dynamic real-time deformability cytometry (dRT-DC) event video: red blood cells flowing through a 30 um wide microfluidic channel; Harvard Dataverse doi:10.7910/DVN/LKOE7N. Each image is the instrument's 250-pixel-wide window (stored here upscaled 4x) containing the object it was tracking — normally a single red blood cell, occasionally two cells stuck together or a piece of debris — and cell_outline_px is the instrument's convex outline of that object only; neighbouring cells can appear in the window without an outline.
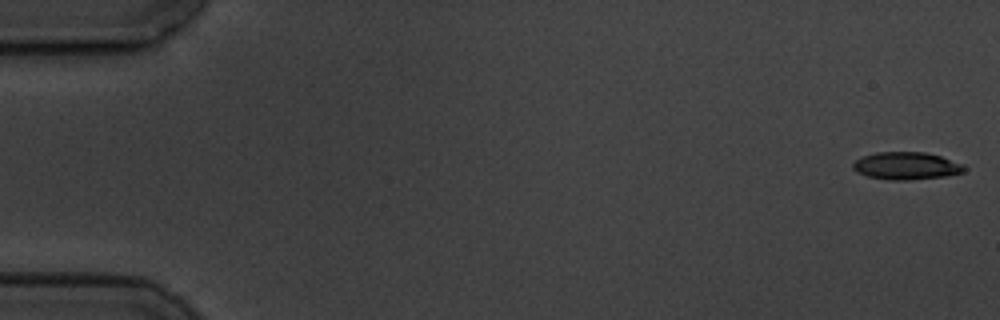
{"species": "common noctule bat (a hibernating species)", "species_latin": "Nyctalus noctula", "temperature_condition": "cold", "stored_images_in_passage": 6, "segment_of_instrument_passage": [1, 2], "camera_frame_rate_fps": 3000, "um_per_image_px": 0.085, "animal": {"sex": "male", "body_mass_g": 19.5, "forearm_length_mm": 54.6}, "frame": {"image": 1, "passage_image": 1, "time_ms": 0.0, "image_size_px": [1000, 320], "cell_outline_px": [[968, 168], [964, 172], [944, 176], [908, 180], [888, 180], [868, 176], [856, 172], [852, 168], [852, 164], [860, 156], [876, 152], [924, 152], [940, 156], [960, 164]], "centroid_in_image_um": [76.98, 14.09], "position_along_channel_um": 8.0, "area_um2": 17.8}}
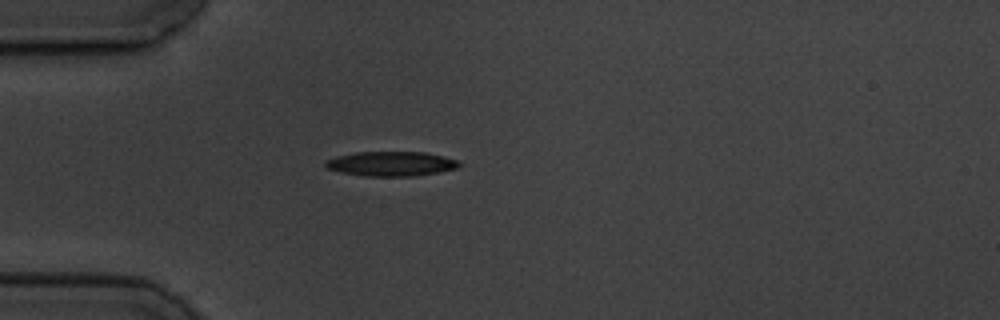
{"frame": {"image": 2, "passage_image": 5, "time_ms": 5.0, "image_size_px": [1000, 320], "cell_outline_px": [[460, 164], [456, 168], [440, 172], [416, 176], [364, 176], [340, 172], [328, 168], [324, 164], [324, 160], [336, 156], [356, 152], [424, 152], [444, 156], [456, 160]], "centroid_in_image_um": [33.22, 13.92], "position_along_channel_um": 51.8, "area_um2": 19.19}}